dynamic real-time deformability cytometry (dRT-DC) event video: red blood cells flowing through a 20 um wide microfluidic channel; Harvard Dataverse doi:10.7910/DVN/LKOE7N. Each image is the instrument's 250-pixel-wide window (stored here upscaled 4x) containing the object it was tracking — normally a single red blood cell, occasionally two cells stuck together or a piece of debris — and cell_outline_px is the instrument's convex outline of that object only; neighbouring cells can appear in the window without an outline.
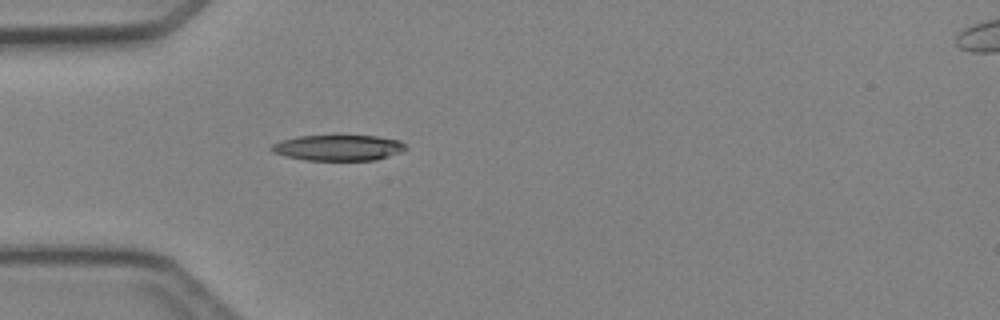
{"species": "Egyptian fruit bat (a non-hibernating species)", "species_latin": "Rousettus aegyptiacus", "temperature_condition": "cold", "stored_images_in_passage": 2, "camera_frame_rate_fps": 3000, "um_per_image_px": 0.085, "animal": {"sex": "female"}, "frame": {"image": 1, "passage_image": 2, "time_ms": 1.0, "image_size_px": [1000, 320], "cell_outline_px": [[408, 148], [400, 152], [376, 160], [304, 160], [284, 156], [272, 152], [268, 148], [272, 144], [280, 140], [296, 136], [376, 136], [400, 140]], "centroid_in_image_um": [28.7, 12.56], "position_along_channel_um": 56.3, "area_um2": 20.23}}